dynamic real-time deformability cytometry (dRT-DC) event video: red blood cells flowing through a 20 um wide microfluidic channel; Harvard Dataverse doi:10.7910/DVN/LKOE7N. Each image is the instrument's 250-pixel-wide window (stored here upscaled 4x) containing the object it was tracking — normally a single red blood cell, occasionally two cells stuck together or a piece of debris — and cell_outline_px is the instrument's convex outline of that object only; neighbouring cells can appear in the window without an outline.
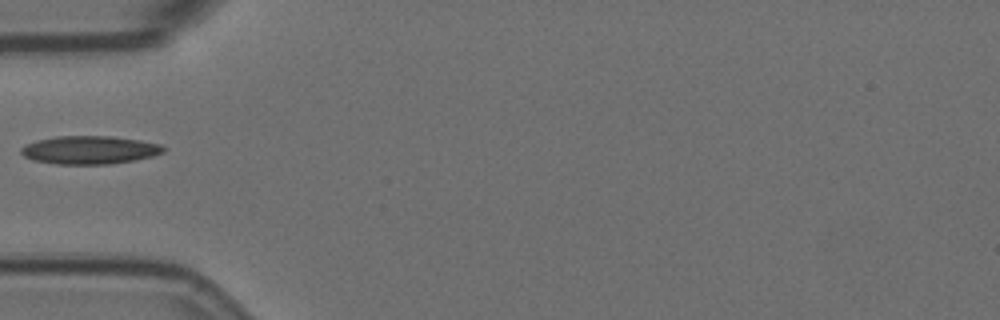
{"species": "Egyptian fruit bat (a non-hibernating species)", "species_latin": "Rousettus aegyptiacus", "temperature_condition": "room temperature", "stored_images_in_passage": 5, "camera_frame_rate_fps": 3000, "um_per_image_px": 0.085, "animal": {"sex": "female"}, "frame": {"image": 1, "passage_image": 4, "time_ms": 1.0, "image_size_px": [1000, 320], "cell_outline_px": [[168, 148], [164, 152], [152, 156], [136, 160], [108, 164], [56, 164], [32, 160], [24, 156], [20, 152], [20, 148], [24, 144], [36, 140], [56, 136], [112, 136], [140, 140], [160, 144]], "centroid_in_image_um": [7.61, 12.74], "position_along_channel_um": 77.4, "area_um2": 23.64}}
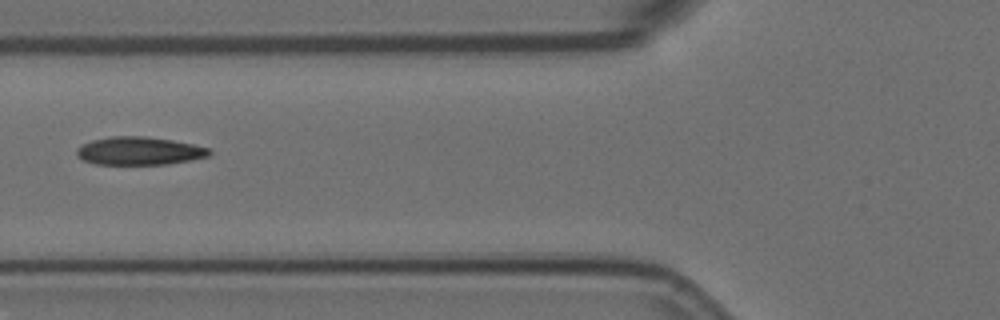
{"frame": {"image": 2, "passage_image": 5, "time_ms": 1.333, "image_size_px": [1000, 320], "cell_outline_px": [[212, 152], [208, 156], [168, 164], [96, 164], [84, 160], [76, 156], [76, 148], [92, 140], [112, 136], [144, 136], [172, 140], [192, 144], [208, 148]], "centroid_in_image_um": [11.81, 12.82], "position_along_channel_um": 114.0, "area_um2": 21.5}}